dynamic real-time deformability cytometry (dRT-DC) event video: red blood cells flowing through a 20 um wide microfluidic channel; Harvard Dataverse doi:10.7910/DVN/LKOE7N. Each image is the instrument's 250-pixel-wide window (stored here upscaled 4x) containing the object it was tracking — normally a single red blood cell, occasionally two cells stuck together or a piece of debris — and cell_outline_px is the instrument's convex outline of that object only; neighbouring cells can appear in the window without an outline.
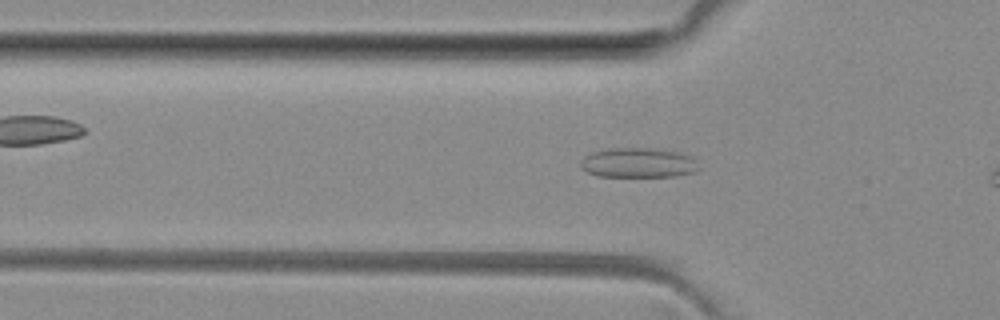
{"species": "common noctule bat (a hibernating species)", "species_latin": "Nyctalus noctula", "temperature_condition": "room temperature", "stored_images_in_passage": 11, "camera_frame_rate_fps": 3000, "um_per_image_px": 0.085, "animal": {"sex": "female", "body_mass_g": 29.2, "forearm_length_mm": 56.3}, "frame": {"image": 1, "passage_image": 8, "time_ms": 2.333, "image_size_px": [1000, 320], "cell_outline_px": [[700, 168], [696, 172], [676, 176], [596, 176], [580, 168], [580, 160], [588, 152], [608, 148], [652, 148], [680, 152], [692, 156], [696, 160]], "centroid_in_image_um": [54.24, 13.82], "position_along_channel_um": 71.6, "area_um2": 20.92}}